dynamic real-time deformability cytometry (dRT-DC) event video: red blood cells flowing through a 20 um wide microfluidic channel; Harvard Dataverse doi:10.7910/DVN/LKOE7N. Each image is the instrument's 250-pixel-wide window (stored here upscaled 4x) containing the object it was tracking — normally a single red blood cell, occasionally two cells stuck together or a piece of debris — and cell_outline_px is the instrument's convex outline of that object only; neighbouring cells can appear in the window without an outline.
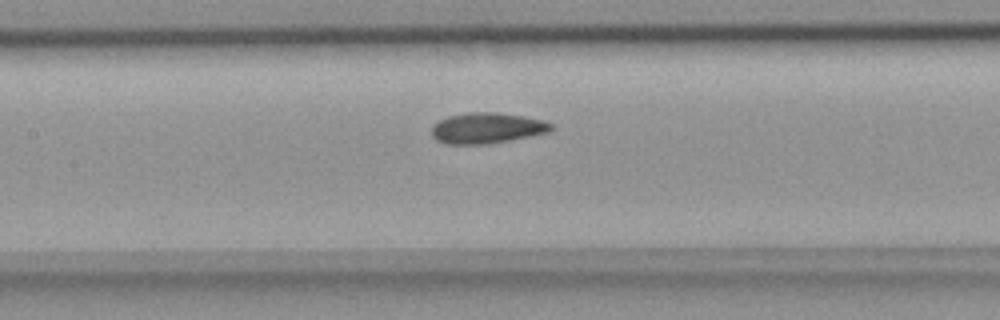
{"species": "common noctule bat (a hibernating species)", "species_latin": "Nyctalus noctula", "temperature_condition": "room temperature", "stored_images_in_passage": 38, "camera_frame_rate_fps": 3000, "um_per_image_px": 0.085, "animal": {"sex": "female", "body_mass_g": 18.4}, "frame": {"image": 1, "passage_image": 15, "time_ms": 4.667, "image_size_px": [1000, 320], "cell_outline_px": [[552, 128], [548, 132], [488, 144], [448, 144], [436, 140], [432, 136], [432, 124], [436, 120], [448, 116], [468, 112], [496, 112], [524, 116], [544, 120], [552, 124]], "centroid_in_image_um": [41.33, 10.87], "position_along_channel_um": 166.1, "area_um2": 21.44}}
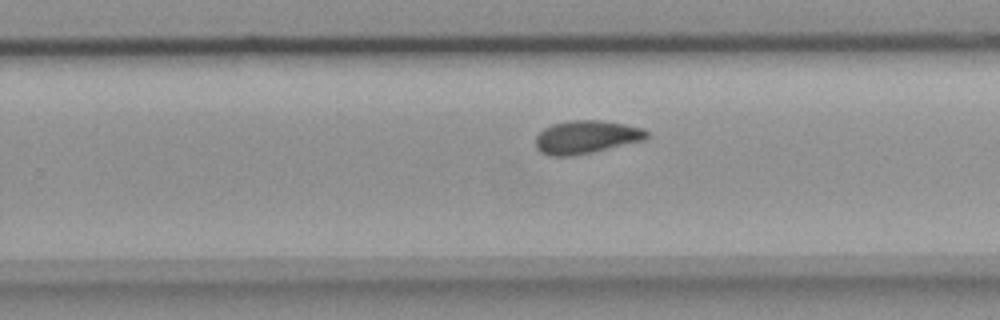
{"frame": {"image": 2, "passage_image": 24, "time_ms": 7.667, "image_size_px": [1000, 320], "cell_outline_px": [[652, 136], [644, 140], [592, 152], [564, 156], [548, 156], [540, 152], [536, 148], [536, 136], [544, 128], [552, 124], [568, 120], [600, 120], [624, 124], [644, 128]], "centroid_in_image_um": [49.84, 11.64], "position_along_channel_um": 280.0, "area_um2": 21.5}}
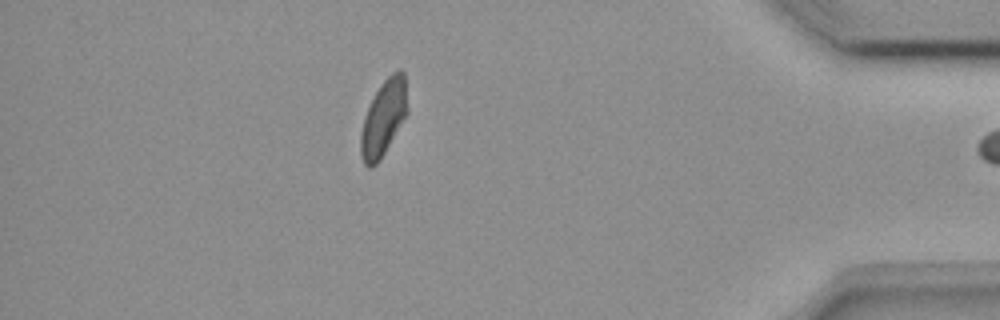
{"frame": {"image": 3, "passage_image": 37, "time_ms": 12.0, "image_size_px": [1000, 320], "cell_outline_px": [[408, 112], [380, 160], [372, 168], [368, 168], [364, 164], [360, 152], [360, 132], [364, 116], [380, 84], [392, 72], [400, 68], [404, 72], [408, 108]], "centroid_in_image_um": [32.6, 10.03], "position_along_channel_um": 402.6, "area_um2": 20.63}}